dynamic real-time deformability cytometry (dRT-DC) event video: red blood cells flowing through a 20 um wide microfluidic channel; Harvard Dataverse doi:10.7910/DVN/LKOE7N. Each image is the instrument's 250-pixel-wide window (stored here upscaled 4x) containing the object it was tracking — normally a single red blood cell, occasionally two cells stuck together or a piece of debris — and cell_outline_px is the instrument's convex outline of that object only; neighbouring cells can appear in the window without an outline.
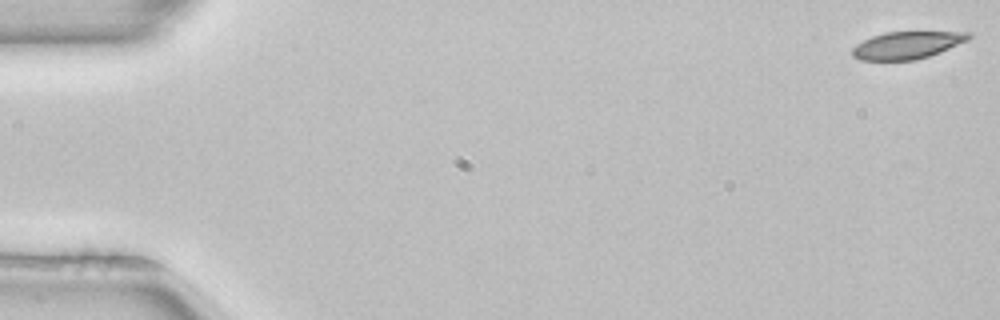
{"species": "common noctule bat (a hibernating species)", "species_latin": "Nyctalus noctula", "temperature_condition": "room temperature", "stored_images_in_passage": 14, "camera_frame_rate_fps": 3000, "um_per_image_px": 0.085, "animal": {"sex": "female", "body_mass_g": 22.7, "forearm_length_mm": 54.2}, "frame": {"image": 1, "passage_image": 1, "time_ms": 0.0, "image_size_px": [1000, 320], "cell_outline_px": [[972, 36], [968, 40], [940, 52], [916, 60], [860, 60], [852, 56], [852, 48], [856, 44], [872, 36], [884, 32], [972, 32]], "centroid_in_image_um": [77.09, 3.84], "position_along_channel_um": 7.9, "area_um2": 18.5}}
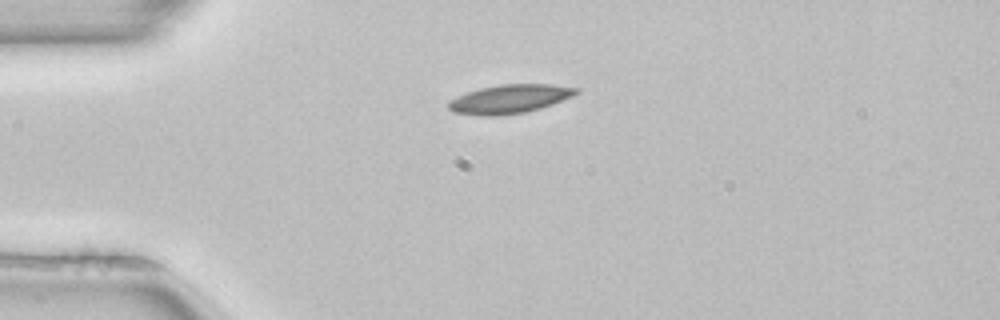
{"frame": {"image": 2, "passage_image": 13, "time_ms": 4.0, "image_size_px": [1000, 320], "cell_outline_px": [[580, 92], [572, 96], [552, 104], [540, 108], [524, 112], [496, 116], [480, 116], [452, 112], [448, 108], [448, 100], [456, 96], [480, 88], [500, 84], [552, 84], [580, 88]], "centroid_in_image_um": [43.3, 8.41], "position_along_channel_um": 41.7, "area_um2": 21.5}}